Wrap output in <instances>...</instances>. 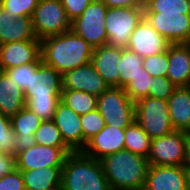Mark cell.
<instances>
[{
    "mask_svg": "<svg viewBox=\"0 0 190 190\" xmlns=\"http://www.w3.org/2000/svg\"><path fill=\"white\" fill-rule=\"evenodd\" d=\"M93 47L72 30L41 40L42 62L63 74L91 61Z\"/></svg>",
    "mask_w": 190,
    "mask_h": 190,
    "instance_id": "obj_1",
    "label": "cell"
},
{
    "mask_svg": "<svg viewBox=\"0 0 190 190\" xmlns=\"http://www.w3.org/2000/svg\"><path fill=\"white\" fill-rule=\"evenodd\" d=\"M111 190H143L149 169L148 159L121 150L100 160Z\"/></svg>",
    "mask_w": 190,
    "mask_h": 190,
    "instance_id": "obj_2",
    "label": "cell"
},
{
    "mask_svg": "<svg viewBox=\"0 0 190 190\" xmlns=\"http://www.w3.org/2000/svg\"><path fill=\"white\" fill-rule=\"evenodd\" d=\"M60 190H111L100 160L82 151L70 153L62 167Z\"/></svg>",
    "mask_w": 190,
    "mask_h": 190,
    "instance_id": "obj_3",
    "label": "cell"
},
{
    "mask_svg": "<svg viewBox=\"0 0 190 190\" xmlns=\"http://www.w3.org/2000/svg\"><path fill=\"white\" fill-rule=\"evenodd\" d=\"M135 120L151 139L165 136L174 131L168 102L164 99L148 96L136 101Z\"/></svg>",
    "mask_w": 190,
    "mask_h": 190,
    "instance_id": "obj_4",
    "label": "cell"
},
{
    "mask_svg": "<svg viewBox=\"0 0 190 190\" xmlns=\"http://www.w3.org/2000/svg\"><path fill=\"white\" fill-rule=\"evenodd\" d=\"M97 109L105 125L126 128L135 121V102L121 87H109L97 97Z\"/></svg>",
    "mask_w": 190,
    "mask_h": 190,
    "instance_id": "obj_5",
    "label": "cell"
},
{
    "mask_svg": "<svg viewBox=\"0 0 190 190\" xmlns=\"http://www.w3.org/2000/svg\"><path fill=\"white\" fill-rule=\"evenodd\" d=\"M32 25L36 38L40 40L71 30V20L61 0H39L32 15Z\"/></svg>",
    "mask_w": 190,
    "mask_h": 190,
    "instance_id": "obj_6",
    "label": "cell"
},
{
    "mask_svg": "<svg viewBox=\"0 0 190 190\" xmlns=\"http://www.w3.org/2000/svg\"><path fill=\"white\" fill-rule=\"evenodd\" d=\"M108 7L100 0H94L83 13L71 22V30L93 48L106 45L108 36L105 17Z\"/></svg>",
    "mask_w": 190,
    "mask_h": 190,
    "instance_id": "obj_7",
    "label": "cell"
},
{
    "mask_svg": "<svg viewBox=\"0 0 190 190\" xmlns=\"http://www.w3.org/2000/svg\"><path fill=\"white\" fill-rule=\"evenodd\" d=\"M144 18V7L108 8L105 27L108 45L126 48L130 35Z\"/></svg>",
    "mask_w": 190,
    "mask_h": 190,
    "instance_id": "obj_8",
    "label": "cell"
},
{
    "mask_svg": "<svg viewBox=\"0 0 190 190\" xmlns=\"http://www.w3.org/2000/svg\"><path fill=\"white\" fill-rule=\"evenodd\" d=\"M188 133L172 131L162 137L151 140V150L148 156L150 165L184 166L186 157Z\"/></svg>",
    "mask_w": 190,
    "mask_h": 190,
    "instance_id": "obj_9",
    "label": "cell"
},
{
    "mask_svg": "<svg viewBox=\"0 0 190 190\" xmlns=\"http://www.w3.org/2000/svg\"><path fill=\"white\" fill-rule=\"evenodd\" d=\"M144 18L171 44L190 43V14L144 12Z\"/></svg>",
    "mask_w": 190,
    "mask_h": 190,
    "instance_id": "obj_10",
    "label": "cell"
},
{
    "mask_svg": "<svg viewBox=\"0 0 190 190\" xmlns=\"http://www.w3.org/2000/svg\"><path fill=\"white\" fill-rule=\"evenodd\" d=\"M71 148H58L35 144L16 154L17 169L31 170L46 167H63Z\"/></svg>",
    "mask_w": 190,
    "mask_h": 190,
    "instance_id": "obj_11",
    "label": "cell"
},
{
    "mask_svg": "<svg viewBox=\"0 0 190 190\" xmlns=\"http://www.w3.org/2000/svg\"><path fill=\"white\" fill-rule=\"evenodd\" d=\"M62 74L44 63H31L30 86L23 91L24 97L60 96Z\"/></svg>",
    "mask_w": 190,
    "mask_h": 190,
    "instance_id": "obj_12",
    "label": "cell"
},
{
    "mask_svg": "<svg viewBox=\"0 0 190 190\" xmlns=\"http://www.w3.org/2000/svg\"><path fill=\"white\" fill-rule=\"evenodd\" d=\"M170 45L171 43L143 18L130 35L126 48L144 58L165 52Z\"/></svg>",
    "mask_w": 190,
    "mask_h": 190,
    "instance_id": "obj_13",
    "label": "cell"
},
{
    "mask_svg": "<svg viewBox=\"0 0 190 190\" xmlns=\"http://www.w3.org/2000/svg\"><path fill=\"white\" fill-rule=\"evenodd\" d=\"M29 63H43L41 59V40H24L0 45L2 70Z\"/></svg>",
    "mask_w": 190,
    "mask_h": 190,
    "instance_id": "obj_14",
    "label": "cell"
},
{
    "mask_svg": "<svg viewBox=\"0 0 190 190\" xmlns=\"http://www.w3.org/2000/svg\"><path fill=\"white\" fill-rule=\"evenodd\" d=\"M63 90H81L98 97L109 88L97 73L92 62L81 65L62 74Z\"/></svg>",
    "mask_w": 190,
    "mask_h": 190,
    "instance_id": "obj_15",
    "label": "cell"
},
{
    "mask_svg": "<svg viewBox=\"0 0 190 190\" xmlns=\"http://www.w3.org/2000/svg\"><path fill=\"white\" fill-rule=\"evenodd\" d=\"M143 190H188L185 166L150 165Z\"/></svg>",
    "mask_w": 190,
    "mask_h": 190,
    "instance_id": "obj_16",
    "label": "cell"
},
{
    "mask_svg": "<svg viewBox=\"0 0 190 190\" xmlns=\"http://www.w3.org/2000/svg\"><path fill=\"white\" fill-rule=\"evenodd\" d=\"M125 128L105 127L88 142L82 152L89 157L101 160L107 155L125 149Z\"/></svg>",
    "mask_w": 190,
    "mask_h": 190,
    "instance_id": "obj_17",
    "label": "cell"
},
{
    "mask_svg": "<svg viewBox=\"0 0 190 190\" xmlns=\"http://www.w3.org/2000/svg\"><path fill=\"white\" fill-rule=\"evenodd\" d=\"M64 142L74 151L83 150V130L80 115L76 114L61 100L58 102L54 119Z\"/></svg>",
    "mask_w": 190,
    "mask_h": 190,
    "instance_id": "obj_18",
    "label": "cell"
},
{
    "mask_svg": "<svg viewBox=\"0 0 190 190\" xmlns=\"http://www.w3.org/2000/svg\"><path fill=\"white\" fill-rule=\"evenodd\" d=\"M24 40H40L34 34L32 17L15 18L0 4V45Z\"/></svg>",
    "mask_w": 190,
    "mask_h": 190,
    "instance_id": "obj_19",
    "label": "cell"
},
{
    "mask_svg": "<svg viewBox=\"0 0 190 190\" xmlns=\"http://www.w3.org/2000/svg\"><path fill=\"white\" fill-rule=\"evenodd\" d=\"M124 48L102 45L94 48L91 62L109 87H119V61Z\"/></svg>",
    "mask_w": 190,
    "mask_h": 190,
    "instance_id": "obj_20",
    "label": "cell"
},
{
    "mask_svg": "<svg viewBox=\"0 0 190 190\" xmlns=\"http://www.w3.org/2000/svg\"><path fill=\"white\" fill-rule=\"evenodd\" d=\"M10 119L16 134V154L35 145L34 133L44 120L26 106Z\"/></svg>",
    "mask_w": 190,
    "mask_h": 190,
    "instance_id": "obj_21",
    "label": "cell"
},
{
    "mask_svg": "<svg viewBox=\"0 0 190 190\" xmlns=\"http://www.w3.org/2000/svg\"><path fill=\"white\" fill-rule=\"evenodd\" d=\"M166 77L177 87L190 86V43L169 46Z\"/></svg>",
    "mask_w": 190,
    "mask_h": 190,
    "instance_id": "obj_22",
    "label": "cell"
},
{
    "mask_svg": "<svg viewBox=\"0 0 190 190\" xmlns=\"http://www.w3.org/2000/svg\"><path fill=\"white\" fill-rule=\"evenodd\" d=\"M168 110L174 130L190 132V86L176 87L168 98Z\"/></svg>",
    "mask_w": 190,
    "mask_h": 190,
    "instance_id": "obj_23",
    "label": "cell"
},
{
    "mask_svg": "<svg viewBox=\"0 0 190 190\" xmlns=\"http://www.w3.org/2000/svg\"><path fill=\"white\" fill-rule=\"evenodd\" d=\"M26 190H60L62 167L20 170Z\"/></svg>",
    "mask_w": 190,
    "mask_h": 190,
    "instance_id": "obj_24",
    "label": "cell"
},
{
    "mask_svg": "<svg viewBox=\"0 0 190 190\" xmlns=\"http://www.w3.org/2000/svg\"><path fill=\"white\" fill-rule=\"evenodd\" d=\"M24 106H26V100L23 90L2 71L0 74V112L11 118Z\"/></svg>",
    "mask_w": 190,
    "mask_h": 190,
    "instance_id": "obj_25",
    "label": "cell"
},
{
    "mask_svg": "<svg viewBox=\"0 0 190 190\" xmlns=\"http://www.w3.org/2000/svg\"><path fill=\"white\" fill-rule=\"evenodd\" d=\"M151 140L136 120L125 128V150L148 158L151 150Z\"/></svg>",
    "mask_w": 190,
    "mask_h": 190,
    "instance_id": "obj_26",
    "label": "cell"
},
{
    "mask_svg": "<svg viewBox=\"0 0 190 190\" xmlns=\"http://www.w3.org/2000/svg\"><path fill=\"white\" fill-rule=\"evenodd\" d=\"M119 87L124 88L129 81L145 71L143 67V57L135 52L124 48L121 51L119 61Z\"/></svg>",
    "mask_w": 190,
    "mask_h": 190,
    "instance_id": "obj_27",
    "label": "cell"
},
{
    "mask_svg": "<svg viewBox=\"0 0 190 190\" xmlns=\"http://www.w3.org/2000/svg\"><path fill=\"white\" fill-rule=\"evenodd\" d=\"M60 100L78 115L97 109V97L81 90H62Z\"/></svg>",
    "mask_w": 190,
    "mask_h": 190,
    "instance_id": "obj_28",
    "label": "cell"
},
{
    "mask_svg": "<svg viewBox=\"0 0 190 190\" xmlns=\"http://www.w3.org/2000/svg\"><path fill=\"white\" fill-rule=\"evenodd\" d=\"M35 143L58 147L70 148L63 140L60 130L53 120H44L34 133Z\"/></svg>",
    "mask_w": 190,
    "mask_h": 190,
    "instance_id": "obj_29",
    "label": "cell"
},
{
    "mask_svg": "<svg viewBox=\"0 0 190 190\" xmlns=\"http://www.w3.org/2000/svg\"><path fill=\"white\" fill-rule=\"evenodd\" d=\"M26 107L42 120H53L60 96L25 97Z\"/></svg>",
    "mask_w": 190,
    "mask_h": 190,
    "instance_id": "obj_30",
    "label": "cell"
},
{
    "mask_svg": "<svg viewBox=\"0 0 190 190\" xmlns=\"http://www.w3.org/2000/svg\"><path fill=\"white\" fill-rule=\"evenodd\" d=\"M144 12L190 14V0H145Z\"/></svg>",
    "mask_w": 190,
    "mask_h": 190,
    "instance_id": "obj_31",
    "label": "cell"
},
{
    "mask_svg": "<svg viewBox=\"0 0 190 190\" xmlns=\"http://www.w3.org/2000/svg\"><path fill=\"white\" fill-rule=\"evenodd\" d=\"M80 121L83 130L84 149L87 145V142L105 127V121L98 109L80 115Z\"/></svg>",
    "mask_w": 190,
    "mask_h": 190,
    "instance_id": "obj_32",
    "label": "cell"
},
{
    "mask_svg": "<svg viewBox=\"0 0 190 190\" xmlns=\"http://www.w3.org/2000/svg\"><path fill=\"white\" fill-rule=\"evenodd\" d=\"M152 85V76L145 70L133 78L123 88L134 102L149 96V88Z\"/></svg>",
    "mask_w": 190,
    "mask_h": 190,
    "instance_id": "obj_33",
    "label": "cell"
},
{
    "mask_svg": "<svg viewBox=\"0 0 190 190\" xmlns=\"http://www.w3.org/2000/svg\"><path fill=\"white\" fill-rule=\"evenodd\" d=\"M16 134L12 129L11 119L0 112V153L16 155Z\"/></svg>",
    "mask_w": 190,
    "mask_h": 190,
    "instance_id": "obj_34",
    "label": "cell"
},
{
    "mask_svg": "<svg viewBox=\"0 0 190 190\" xmlns=\"http://www.w3.org/2000/svg\"><path fill=\"white\" fill-rule=\"evenodd\" d=\"M143 67L152 77H166L168 70V50L143 58Z\"/></svg>",
    "mask_w": 190,
    "mask_h": 190,
    "instance_id": "obj_35",
    "label": "cell"
},
{
    "mask_svg": "<svg viewBox=\"0 0 190 190\" xmlns=\"http://www.w3.org/2000/svg\"><path fill=\"white\" fill-rule=\"evenodd\" d=\"M38 2L39 0H0V4L15 18L32 17Z\"/></svg>",
    "mask_w": 190,
    "mask_h": 190,
    "instance_id": "obj_36",
    "label": "cell"
},
{
    "mask_svg": "<svg viewBox=\"0 0 190 190\" xmlns=\"http://www.w3.org/2000/svg\"><path fill=\"white\" fill-rule=\"evenodd\" d=\"M175 86L167 77H152V85L149 88V96L168 100L173 94Z\"/></svg>",
    "mask_w": 190,
    "mask_h": 190,
    "instance_id": "obj_37",
    "label": "cell"
},
{
    "mask_svg": "<svg viewBox=\"0 0 190 190\" xmlns=\"http://www.w3.org/2000/svg\"><path fill=\"white\" fill-rule=\"evenodd\" d=\"M2 71L9 77V79L17 83V86L21 90L24 91L27 86H30L31 63Z\"/></svg>",
    "mask_w": 190,
    "mask_h": 190,
    "instance_id": "obj_38",
    "label": "cell"
},
{
    "mask_svg": "<svg viewBox=\"0 0 190 190\" xmlns=\"http://www.w3.org/2000/svg\"><path fill=\"white\" fill-rule=\"evenodd\" d=\"M0 190H26L21 171L15 169L0 178Z\"/></svg>",
    "mask_w": 190,
    "mask_h": 190,
    "instance_id": "obj_39",
    "label": "cell"
},
{
    "mask_svg": "<svg viewBox=\"0 0 190 190\" xmlns=\"http://www.w3.org/2000/svg\"><path fill=\"white\" fill-rule=\"evenodd\" d=\"M93 1L94 0H61V3L63 4L68 18L72 22L79 17Z\"/></svg>",
    "mask_w": 190,
    "mask_h": 190,
    "instance_id": "obj_40",
    "label": "cell"
},
{
    "mask_svg": "<svg viewBox=\"0 0 190 190\" xmlns=\"http://www.w3.org/2000/svg\"><path fill=\"white\" fill-rule=\"evenodd\" d=\"M17 169L16 155L0 153V178Z\"/></svg>",
    "mask_w": 190,
    "mask_h": 190,
    "instance_id": "obj_41",
    "label": "cell"
},
{
    "mask_svg": "<svg viewBox=\"0 0 190 190\" xmlns=\"http://www.w3.org/2000/svg\"><path fill=\"white\" fill-rule=\"evenodd\" d=\"M108 8H134L144 7L145 0H100Z\"/></svg>",
    "mask_w": 190,
    "mask_h": 190,
    "instance_id": "obj_42",
    "label": "cell"
},
{
    "mask_svg": "<svg viewBox=\"0 0 190 190\" xmlns=\"http://www.w3.org/2000/svg\"><path fill=\"white\" fill-rule=\"evenodd\" d=\"M184 166H190V133H188L186 157H185V165Z\"/></svg>",
    "mask_w": 190,
    "mask_h": 190,
    "instance_id": "obj_43",
    "label": "cell"
},
{
    "mask_svg": "<svg viewBox=\"0 0 190 190\" xmlns=\"http://www.w3.org/2000/svg\"><path fill=\"white\" fill-rule=\"evenodd\" d=\"M186 168V175H187V186L188 190H190V166H185Z\"/></svg>",
    "mask_w": 190,
    "mask_h": 190,
    "instance_id": "obj_44",
    "label": "cell"
}]
</instances>
